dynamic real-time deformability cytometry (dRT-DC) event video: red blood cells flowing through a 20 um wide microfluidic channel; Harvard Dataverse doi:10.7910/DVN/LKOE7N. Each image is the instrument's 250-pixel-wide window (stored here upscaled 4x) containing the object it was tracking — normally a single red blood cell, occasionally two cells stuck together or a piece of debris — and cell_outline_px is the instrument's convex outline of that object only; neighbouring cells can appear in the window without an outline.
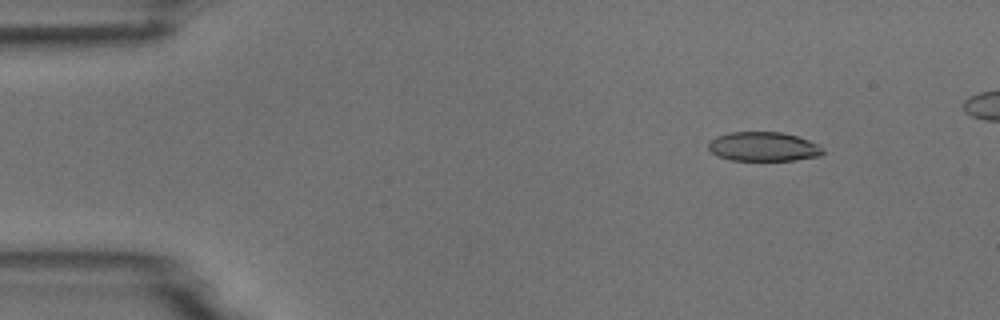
{"species": "common noctule bat (a hibernating species)", "species_latin": "Nyctalus noctula", "temperature_condition": "room temperature", "stored_images_in_passage": 5, "camera_frame_rate_fps": 3000, "um_per_image_px": 0.085, "animal": {"sex": "male", "body_mass_g": 18.8}, "frame": {"image": 1, "passage_image": 2, "time_ms": 1.0, "image_size_px": [1000, 320], "cell_outline_px": [[824, 152], [820, 156], [796, 160], [728, 160], [716, 156], [708, 148], [708, 140], [716, 136], [732, 132], [780, 132], [796, 136], [820, 144]], "centroid_in_image_um": [64.87, 12.47], "position_along_channel_um": 20.1, "area_um2": 19.65}}